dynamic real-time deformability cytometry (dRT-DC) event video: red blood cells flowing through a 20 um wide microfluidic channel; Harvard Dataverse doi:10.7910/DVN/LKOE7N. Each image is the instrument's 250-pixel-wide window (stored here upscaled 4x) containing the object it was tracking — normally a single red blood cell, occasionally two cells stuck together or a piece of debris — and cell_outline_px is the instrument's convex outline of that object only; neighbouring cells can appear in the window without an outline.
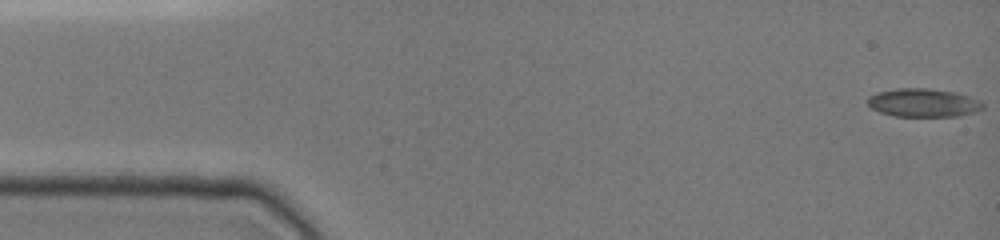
{"species": "common noctule bat (a hibernating species)", "species_latin": "Nyctalus noctula", "temperature_condition": "cold", "stored_images_in_passage": 8, "camera_frame_rate_fps": 3000, "um_per_image_px": 0.085, "animal": {"sex": "female", "body_mass_g": 19.0, "forearm_length_mm": 51.5}, "frame": {"image": 1, "passage_image": 1, "time_ms": 0.0, "image_size_px": [1000, 240], "cell_outline_px": [[984, 108], [976, 112], [960, 116], [892, 116], [880, 112], [872, 108], [868, 104], [868, 96], [876, 92], [896, 88], [928, 88], [956, 92], [968, 96], [984, 104]], "centroid_in_image_um": [78.47, 8.73], "position_along_channel_um": 6.5, "area_um2": 19.13}}
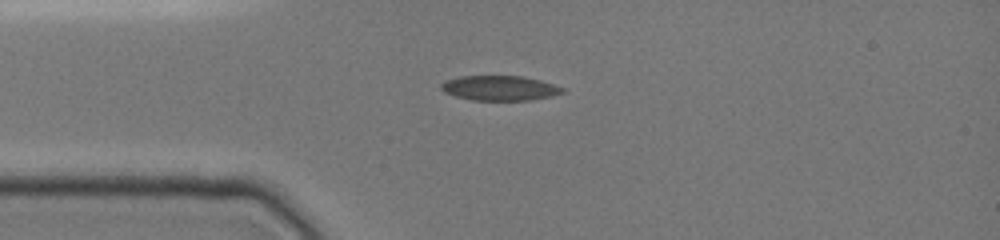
{"frame": {"image": 2, "passage_image": 7, "time_ms": 3.667, "image_size_px": [1000, 240], "cell_outline_px": [[564, 92], [552, 96], [532, 100], [472, 100], [456, 96], [444, 92], [440, 88], [440, 84], [448, 80], [460, 76], [524, 76], [540, 80], [564, 88]], "centroid_in_image_um": [42.48, 7.49], "position_along_channel_um": 42.5, "area_um2": 17.51}}